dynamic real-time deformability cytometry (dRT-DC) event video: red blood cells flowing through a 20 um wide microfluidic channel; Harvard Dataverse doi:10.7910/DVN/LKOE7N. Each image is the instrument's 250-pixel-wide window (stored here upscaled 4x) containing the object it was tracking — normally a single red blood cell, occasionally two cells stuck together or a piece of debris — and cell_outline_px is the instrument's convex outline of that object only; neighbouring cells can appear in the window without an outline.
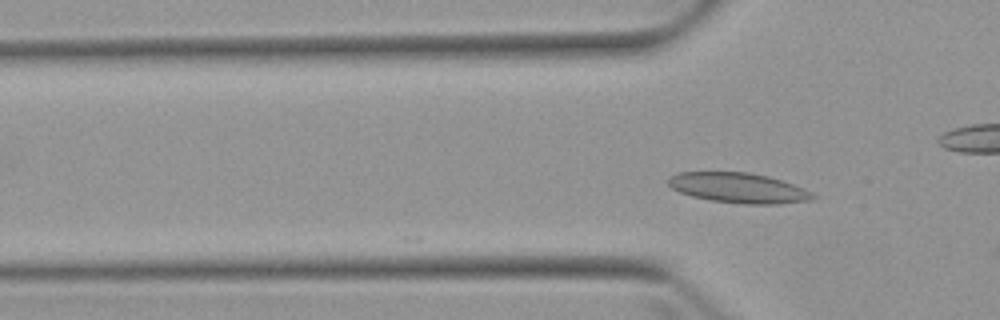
{"species": "Egyptian fruit bat (a non-hibernating species)", "species_latin": "Rousettus aegyptiacus", "temperature_condition": "warm", "stored_images_in_passage": 3, "camera_frame_rate_fps": 3000, "um_per_image_px": 0.085, "animal": {"sex": "female"}, "frame": {"image": 1, "passage_image": 3, "time_ms": 2.333, "image_size_px": [1000, 320], "cell_outline_px": [[816, 196], [812, 200], [780, 204], [744, 204], [712, 200], [692, 196], [680, 192], [672, 188], [668, 184], [668, 176], [676, 172], [748, 172], [768, 176], [804, 188], [812, 192]], "centroid_in_image_um": [62.76, 15.97], "position_along_channel_um": 63.0, "area_um2": 25.37}}